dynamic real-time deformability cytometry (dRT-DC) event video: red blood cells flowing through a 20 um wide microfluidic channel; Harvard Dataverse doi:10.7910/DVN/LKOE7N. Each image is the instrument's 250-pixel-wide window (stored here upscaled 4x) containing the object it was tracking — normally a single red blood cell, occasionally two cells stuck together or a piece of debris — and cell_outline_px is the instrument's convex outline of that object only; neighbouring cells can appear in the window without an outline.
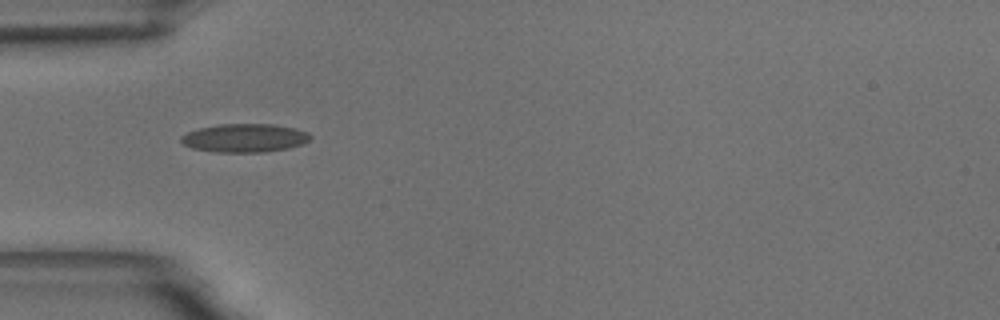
{"species": "common noctule bat (a hibernating species)", "species_latin": "Nyctalus noctula", "temperature_condition": "room temperature", "stored_images_in_passage": 39, "camera_frame_rate_fps": 3000, "um_per_image_px": 0.085, "animal": {"sex": "male", "body_mass_g": 18.8}, "frame": {"image": 1, "passage_image": 1, "time_ms": 0.0, "image_size_px": [1000, 320], "cell_outline_px": [[312, 136], [304, 144], [288, 148], [264, 152], [216, 152], [192, 148], [184, 144], [180, 140], [180, 136], [188, 132], [200, 128], [220, 124], [272, 124], [296, 128], [308, 132]], "centroid_in_image_um": [20.82, 11.73], "position_along_channel_um": 64.2, "area_um2": 21.44}}
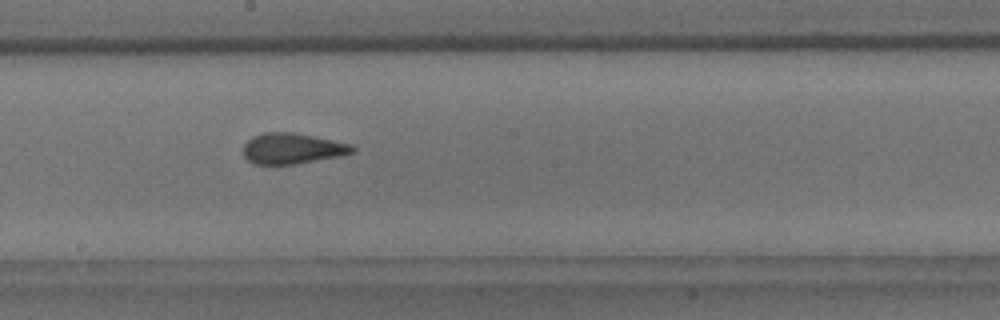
{"frame": {"image": 2, "passage_image": 14, "time_ms": 4.333, "image_size_px": [1000, 320], "cell_outline_px": [[356, 152], [340, 156], [296, 164], [252, 164], [244, 156], [244, 144], [252, 136], [264, 132], [296, 132], [352, 144], [356, 148]], "centroid_in_image_um": [24.87, 12.61], "position_along_channel_um": 223.3, "area_um2": 19.77}}
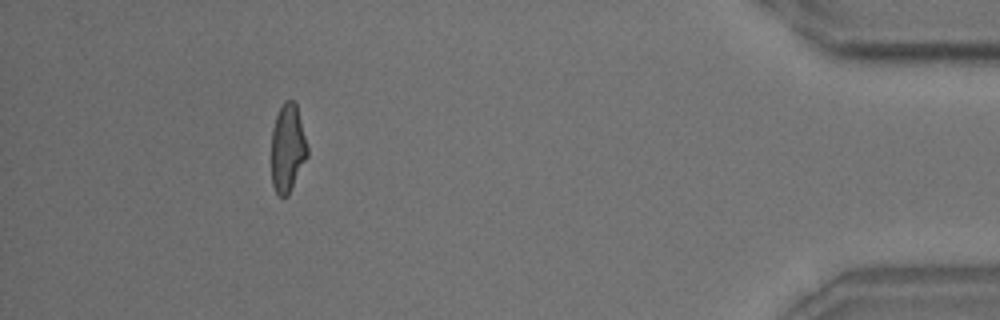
{"frame": {"image": 3, "passage_image": 34, "time_ms": 11.0, "image_size_px": [1000, 320], "cell_outline_px": [[308, 156], [288, 196], [280, 196], [276, 192], [272, 184], [272, 128], [276, 116], [284, 100], [292, 100], [296, 104], [308, 148]], "centroid_in_image_um": [24.45, 12.6], "position_along_channel_um": 410.8, "area_um2": 18.38}, "authors_computed_cell_mechanics": {"area_um2": 19.652, "velocity_mm_per_s": 3.673, "shape_relaxation_time_tau1_ms": 5.9749, "shape_relaxation_time_tau2_ms": 1.1218, "deformation_change_tau1": 0.1817, "deformation_change_tau2": 0.1041}}